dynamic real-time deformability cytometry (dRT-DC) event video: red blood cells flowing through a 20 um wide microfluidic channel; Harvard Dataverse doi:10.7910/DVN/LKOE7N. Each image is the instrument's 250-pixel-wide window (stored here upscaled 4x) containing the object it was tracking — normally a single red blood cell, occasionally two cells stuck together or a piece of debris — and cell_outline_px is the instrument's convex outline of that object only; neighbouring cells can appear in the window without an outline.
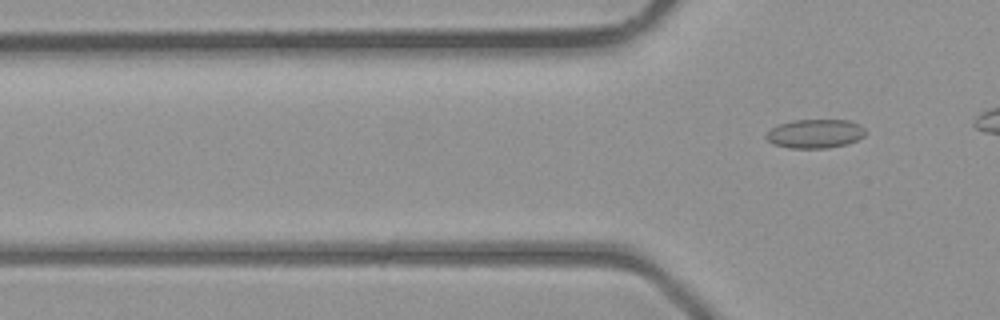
{"species": "common noctule bat (a hibernating species)", "species_latin": "Nyctalus noctula", "temperature_condition": "room temperature", "stored_images_in_passage": 3, "camera_frame_rate_fps": 3000, "um_per_image_px": 0.085, "animal": {"sex": "male", "body_mass_g": 23.1, "forearm_length_mm": 52.7}, "frame": {"image": 1, "passage_image": 3, "time_ms": 2.333, "image_size_px": [1000, 320], "cell_outline_px": [[864, 136], [848, 144], [828, 148], [788, 148], [772, 144], [764, 136], [772, 128], [780, 124], [792, 120], [848, 120], [860, 124], [864, 128]], "centroid_in_image_um": [69.28, 11.37], "position_along_channel_um": 56.5, "area_um2": 16.76}}